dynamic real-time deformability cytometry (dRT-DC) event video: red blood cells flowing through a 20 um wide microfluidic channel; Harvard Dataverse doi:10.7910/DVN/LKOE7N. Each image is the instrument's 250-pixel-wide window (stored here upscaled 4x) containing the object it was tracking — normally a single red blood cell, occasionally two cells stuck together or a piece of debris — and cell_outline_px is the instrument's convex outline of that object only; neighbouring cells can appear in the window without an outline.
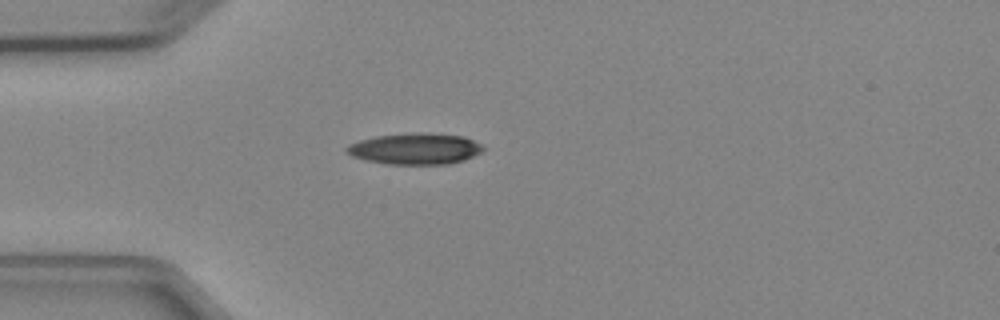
{"species": "Egyptian fruit bat (a non-hibernating species)", "species_latin": "Rousettus aegyptiacus", "temperature_condition": "cold", "stored_images_in_passage": 4, "camera_frame_rate_fps": 3000, "um_per_image_px": 0.085, "animal": {"sex": "female"}, "frame": {"image": 1, "passage_image": 3, "time_ms": 2.333, "image_size_px": [1000, 320], "cell_outline_px": [[484, 148], [480, 152], [464, 160], [448, 164], [384, 164], [364, 160], [352, 156], [344, 152], [344, 148], [348, 144], [360, 140], [376, 136], [416, 132], [424, 132], [464, 136], [480, 144]], "centroid_in_image_um": [35.23, 12.64], "position_along_channel_um": 49.8, "area_um2": 24.97}}